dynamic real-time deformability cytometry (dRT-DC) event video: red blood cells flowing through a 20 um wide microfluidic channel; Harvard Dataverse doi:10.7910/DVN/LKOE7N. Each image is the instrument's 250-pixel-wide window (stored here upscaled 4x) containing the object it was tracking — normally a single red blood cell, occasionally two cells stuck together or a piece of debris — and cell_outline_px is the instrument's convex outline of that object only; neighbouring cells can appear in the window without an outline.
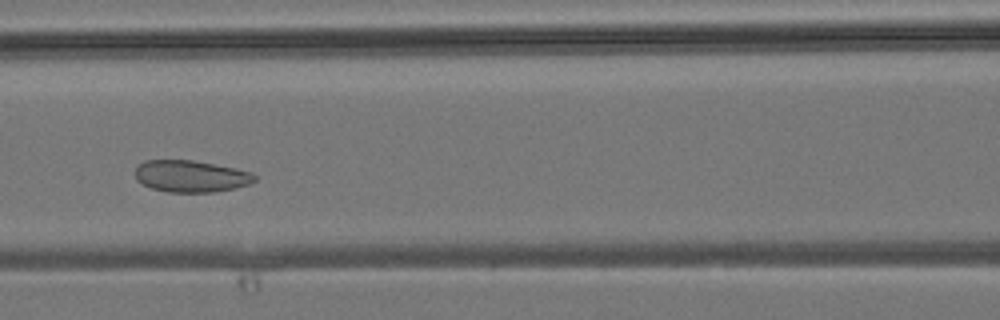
{"species": "common noctule bat (a hibernating species)", "species_latin": "Nyctalus noctula", "temperature_condition": "room temperature", "stored_images_in_passage": 7, "camera_frame_rate_fps": 3000, "um_per_image_px": 0.085, "animal": {"sex": "male", "body_mass_g": 19.2, "forearm_length_mm": 51.8}, "frame": {"image": 1, "passage_image": 6, "time_ms": 5.667, "image_size_px": [1000, 320], "cell_outline_px": [[256, 180], [248, 184], [232, 188], [212, 192], [168, 192], [152, 188], [136, 180], [136, 168], [144, 160], [192, 160], [252, 172], [256, 176]], "centroid_in_image_um": [16.2, 14.98], "position_along_channel_um": 150.4, "area_um2": 21.79}}